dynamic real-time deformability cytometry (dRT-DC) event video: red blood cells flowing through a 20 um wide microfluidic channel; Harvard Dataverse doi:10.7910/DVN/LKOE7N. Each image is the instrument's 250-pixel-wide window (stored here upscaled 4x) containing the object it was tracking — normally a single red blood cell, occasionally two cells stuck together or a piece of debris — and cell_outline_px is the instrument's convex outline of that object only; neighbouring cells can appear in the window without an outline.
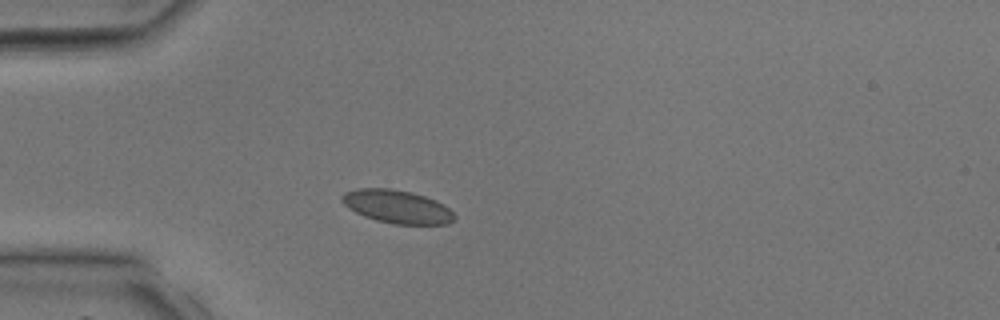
{"species": "common noctule bat (a hibernating species)", "species_latin": "Nyctalus noctula", "temperature_condition": "room temperature", "stored_images_in_passage": 35, "camera_frame_rate_fps": 3000, "um_per_image_px": 0.085, "animal": {"sex": "male", "body_mass_g": 17.9, "forearm_length_mm": 54.2}, "frame": {"image": 1, "passage_image": 7, "time_ms": 2.0, "image_size_px": [1000, 320], "cell_outline_px": [[456, 216], [448, 224], [392, 224], [376, 220], [364, 216], [348, 208], [340, 200], [340, 196], [344, 192], [356, 188], [388, 188], [412, 192], [436, 200], [444, 204]], "centroid_in_image_um": [33.72, 17.55], "position_along_channel_um": 51.3, "area_um2": 21.85}}
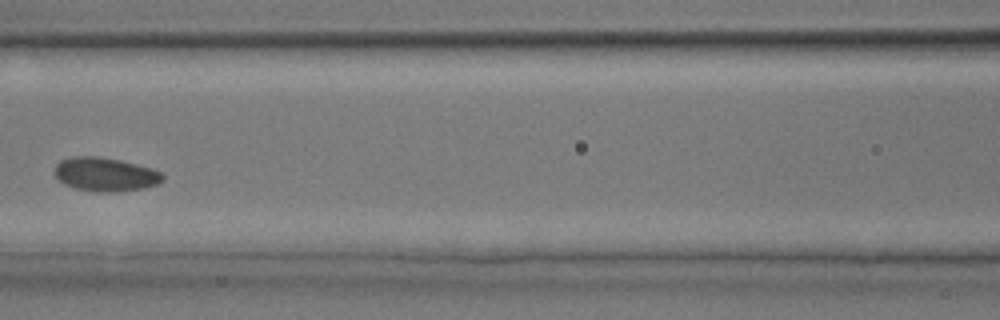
{"frame": {"image": 2, "passage_image": 14, "time_ms": 4.333, "image_size_px": [1000, 320], "cell_outline_px": [[164, 180], [156, 184], [144, 188], [116, 192], [96, 192], [76, 188], [64, 184], [56, 176], [56, 164], [60, 160], [76, 156], [96, 156], [120, 160], [152, 168], [160, 172], [164, 176]], "centroid_in_image_um": [8.97, 14.82], "position_along_channel_um": 157.6, "area_um2": 21.15}}
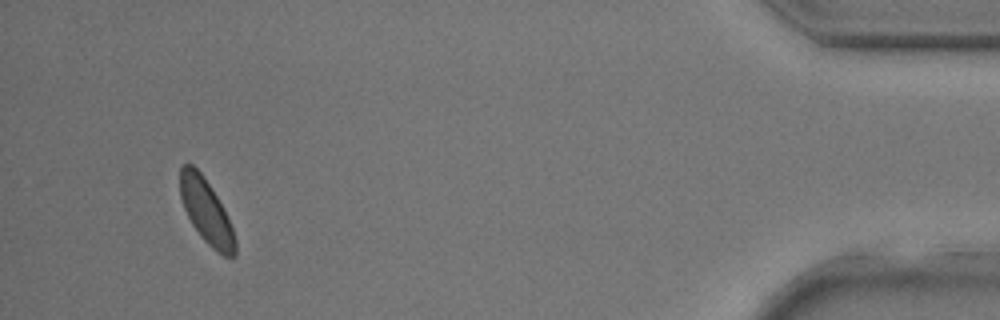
{"frame": {"image": 3, "passage_image": 33, "time_ms": 10.667, "image_size_px": [1000, 320], "cell_outline_px": [[236, 256], [232, 260], [216, 252], [200, 236], [192, 224], [184, 208], [180, 196], [180, 168], [184, 164], [192, 164], [204, 176], [224, 208], [232, 228], [236, 240]], "centroid_in_image_um": [17.55, 18.01], "position_along_channel_um": 417.6, "area_um2": 20.75}}